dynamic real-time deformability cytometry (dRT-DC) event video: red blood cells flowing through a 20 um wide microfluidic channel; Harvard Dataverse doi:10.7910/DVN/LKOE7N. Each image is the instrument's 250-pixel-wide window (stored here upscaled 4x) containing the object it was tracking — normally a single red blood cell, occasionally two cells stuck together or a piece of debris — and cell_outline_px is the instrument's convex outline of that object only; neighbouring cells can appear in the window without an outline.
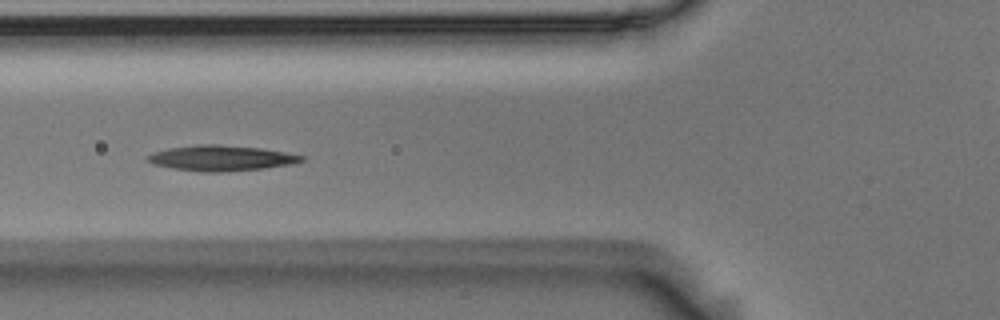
{"species": "Egyptian fruit bat (a non-hibernating species)", "species_latin": "Rousettus aegyptiacus", "temperature_condition": "room temperature", "stored_images_in_passage": 8, "camera_frame_rate_fps": 3000, "um_per_image_px": 0.085, "animal": {"sex": "male"}, "frame": {"image": 1, "passage_image": 7, "time_ms": 2.0, "image_size_px": [1000, 320], "cell_outline_px": [[304, 160], [292, 164], [264, 168], [220, 172], [204, 172], [172, 168], [152, 164], [144, 160], [144, 156], [152, 152], [168, 148], [196, 144], [220, 144], [260, 148], [284, 152], [304, 156]], "centroid_in_image_um": [18.71, 13.43], "position_along_channel_um": 107.1, "area_um2": 23.0}}
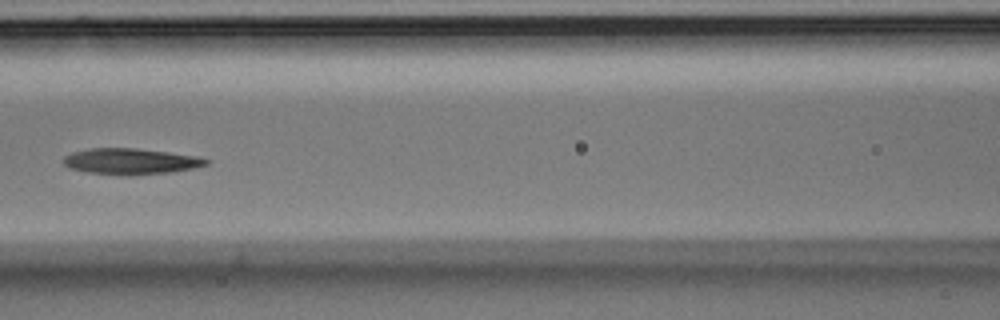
{"frame": {"image": 2, "passage_image": 8, "time_ms": 2.333, "image_size_px": [1000, 320], "cell_outline_px": [[212, 160], [208, 164], [192, 168], [172, 172], [128, 176], [84, 172], [68, 168], [64, 164], [64, 156], [72, 152], [88, 148], [136, 148], [200, 156]], "centroid_in_image_um": [11.11, 13.72], "position_along_channel_um": 155.5, "area_um2": 21.96}}